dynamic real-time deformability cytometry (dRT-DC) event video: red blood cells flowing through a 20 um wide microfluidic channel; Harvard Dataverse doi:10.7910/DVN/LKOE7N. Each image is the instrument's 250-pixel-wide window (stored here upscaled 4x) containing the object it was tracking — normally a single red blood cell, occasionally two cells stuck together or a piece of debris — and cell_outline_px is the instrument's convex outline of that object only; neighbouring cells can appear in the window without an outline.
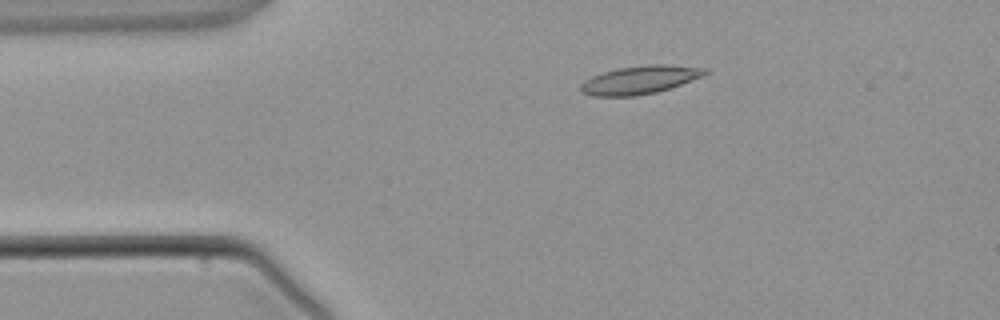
{"species": "common noctule bat (a hibernating species)", "species_latin": "Nyctalus noctula", "temperature_condition": "warm", "stored_images_in_passage": 5, "camera_frame_rate_fps": 3000, "um_per_image_px": 0.085, "animal": {"sex": "male", "body_mass_g": 21.5, "forearm_length_mm": 52.0}, "frame": {"image": 1, "passage_image": 3, "time_ms": 2.333, "image_size_px": [1000, 320], "cell_outline_px": [[708, 72], [700, 76], [680, 84], [656, 92], [636, 96], [592, 96], [580, 92], [580, 84], [584, 80], [592, 76], [604, 72], [620, 68], [652, 64], [660, 64], [708, 68]], "centroid_in_image_um": [54.32, 6.8], "position_along_channel_um": 30.7, "area_um2": 20.11}}